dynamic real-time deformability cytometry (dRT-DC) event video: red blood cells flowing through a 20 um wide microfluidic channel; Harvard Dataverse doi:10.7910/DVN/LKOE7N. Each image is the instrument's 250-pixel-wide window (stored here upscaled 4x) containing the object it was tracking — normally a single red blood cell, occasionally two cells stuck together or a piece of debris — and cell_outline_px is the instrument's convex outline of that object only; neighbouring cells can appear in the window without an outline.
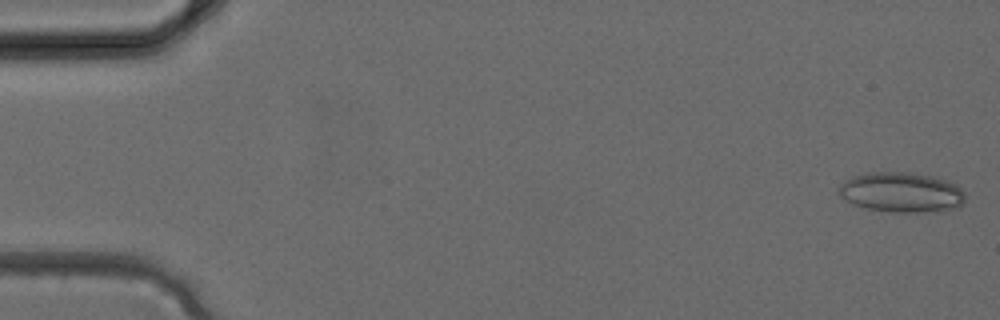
{"species": "common noctule bat (a hibernating species)", "species_latin": "Nyctalus noctula", "temperature_condition": "cold", "stored_images_in_passage": 2, "camera_frame_rate_fps": 3000, "um_per_image_px": 0.085, "animal": {"sex": "female", "body_mass_g": 24.6, "forearm_length_mm": 56.2}, "frame": {"image": 1, "passage_image": 1, "time_ms": 0.0, "image_size_px": [1000, 320], "cell_outline_px": [[964, 200], [956, 208], [924, 212], [892, 212], [868, 208], [852, 204], [840, 196], [836, 192], [840, 184], [844, 180], [852, 176], [868, 172], [908, 172], [932, 176], [944, 180], [960, 188], [964, 192]], "centroid_in_image_um": [76.55, 16.34], "position_along_channel_um": 8.5, "area_um2": 29.36}}